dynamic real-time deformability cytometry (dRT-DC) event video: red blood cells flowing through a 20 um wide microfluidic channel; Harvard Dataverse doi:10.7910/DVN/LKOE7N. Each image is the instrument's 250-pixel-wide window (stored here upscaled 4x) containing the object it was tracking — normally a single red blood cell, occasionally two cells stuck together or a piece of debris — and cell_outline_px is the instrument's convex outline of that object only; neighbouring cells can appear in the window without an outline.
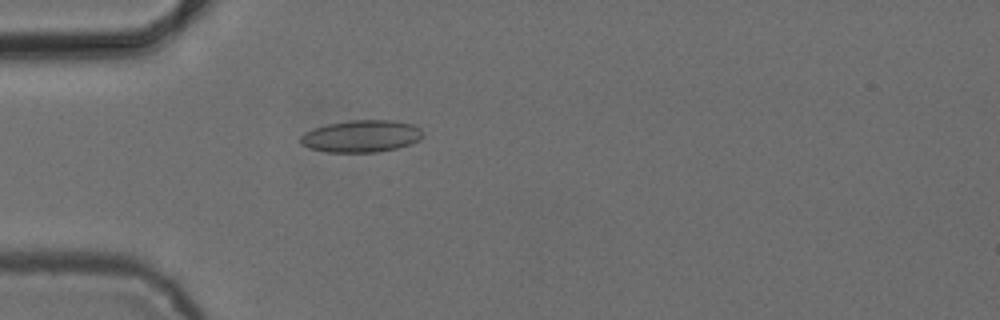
{"species": "common noctule bat (a hibernating species)", "species_latin": "Nyctalus noctula", "temperature_condition": "cold", "stored_images_in_passage": 53, "camera_frame_rate_fps": 3000, "um_per_image_px": 0.085, "animal": {"sex": "female", "body_mass_g": 24.6, "forearm_length_mm": 56.2}, "frame": {"image": 1, "passage_image": 16, "time_ms": 5.0, "image_size_px": [1000, 320], "cell_outline_px": [[424, 136], [420, 140], [396, 148], [376, 152], [328, 152], [312, 148], [300, 144], [300, 136], [304, 132], [328, 124], [348, 120], [396, 120], [412, 124], [420, 128], [424, 132]], "centroid_in_image_um": [30.74, 11.56], "position_along_channel_um": 54.3, "area_um2": 22.89}}
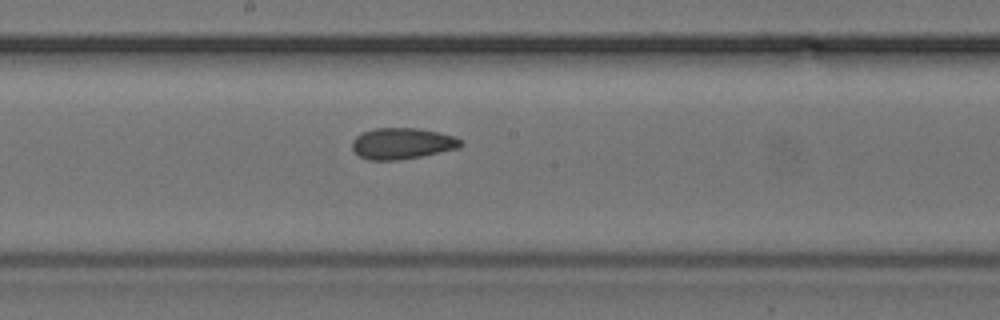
{"frame": {"image": 2, "passage_image": 29, "time_ms": 9.333, "image_size_px": [1000, 320], "cell_outline_px": [[464, 144], [460, 148], [420, 156], [396, 160], [368, 160], [352, 152], [352, 140], [356, 136], [372, 128], [416, 128], [456, 136]], "centroid_in_image_um": [34.16, 12.2], "position_along_channel_um": 214.0, "area_um2": 19.77}}
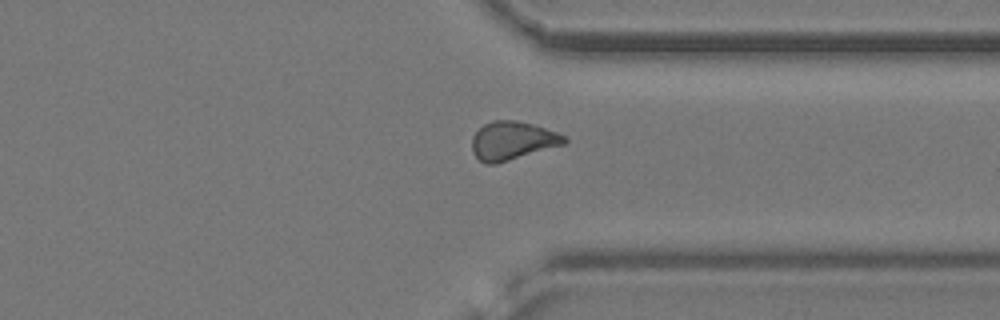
{"frame": {"image": 3, "passage_image": 41, "time_ms": 13.333, "image_size_px": [1000, 320], "cell_outline_px": [[568, 140], [564, 144], [496, 164], [484, 164], [472, 152], [472, 136], [484, 124], [492, 120], [516, 120], [532, 124], [556, 132], [564, 136]], "centroid_in_image_um": [43.52, 11.96], "position_along_channel_um": 367.9, "area_um2": 20.52}, "authors_computed_cell_mechanics": {"area_um2": 20.4034, "velocity_mm_per_s": 3.868, "shape_relaxation_time_tau1_ms": null, "shape_relaxation_time_tau2_ms": 2.8033, "deformation_change_tau1": null, "deformation_change_tau2": 0.0834}}